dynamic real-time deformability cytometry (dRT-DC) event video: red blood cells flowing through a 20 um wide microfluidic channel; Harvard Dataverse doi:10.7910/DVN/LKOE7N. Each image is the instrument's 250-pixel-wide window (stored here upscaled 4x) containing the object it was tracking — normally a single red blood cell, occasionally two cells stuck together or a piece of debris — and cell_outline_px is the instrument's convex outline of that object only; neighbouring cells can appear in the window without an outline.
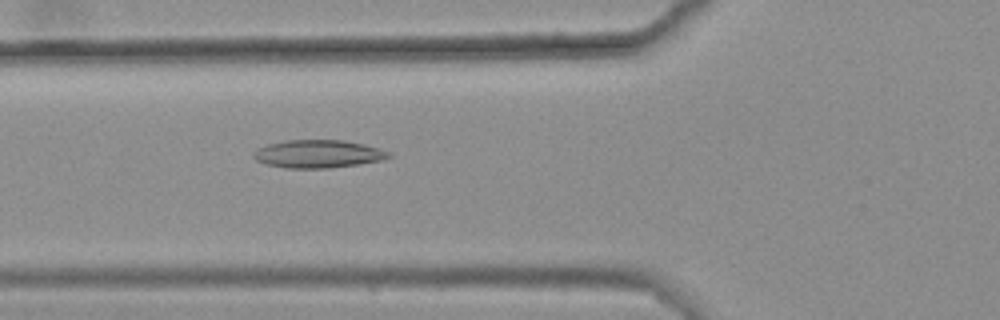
{"species": "common noctule bat (a hibernating species)", "species_latin": "Nyctalus noctula", "temperature_condition": "warm", "stored_images_in_passage": 50, "camera_frame_rate_fps": 3000, "um_per_image_px": 0.085, "animal": {"sex": "female", "body_mass_g": 25.1}, "frame": {"image": 1, "passage_image": 21, "time_ms": 6.667, "image_size_px": [1000, 320], "cell_outline_px": [[392, 156], [380, 160], [356, 164], [328, 168], [284, 168], [268, 164], [256, 160], [252, 156], [252, 152], [256, 148], [268, 144], [284, 140], [344, 140], [364, 144], [380, 148], [392, 152]], "centroid_in_image_um": [27.02, 13.07], "position_along_channel_um": 98.8, "area_um2": 22.08}}
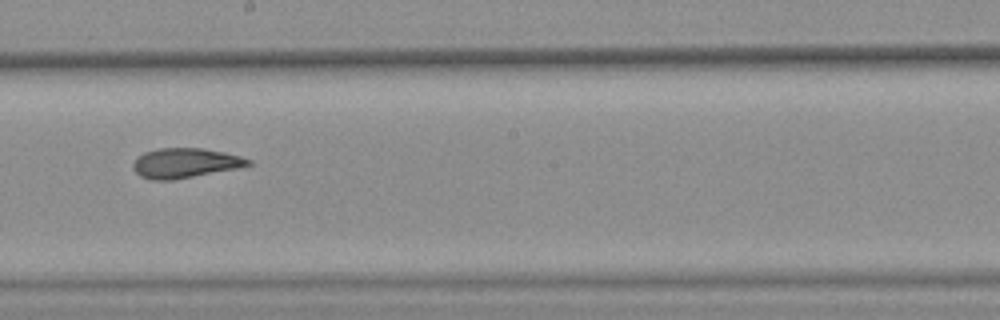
{"frame": {"image": 2, "passage_image": 32, "time_ms": 10.333, "image_size_px": [1000, 320], "cell_outline_px": [[252, 164], [236, 168], [172, 180], [152, 180], [140, 176], [132, 168], [132, 164], [136, 156], [144, 152], [156, 148], [204, 148], [224, 152], [240, 156], [252, 160]], "centroid_in_image_um": [15.68, 13.84], "position_along_channel_um": 232.5, "area_um2": 20.0}}
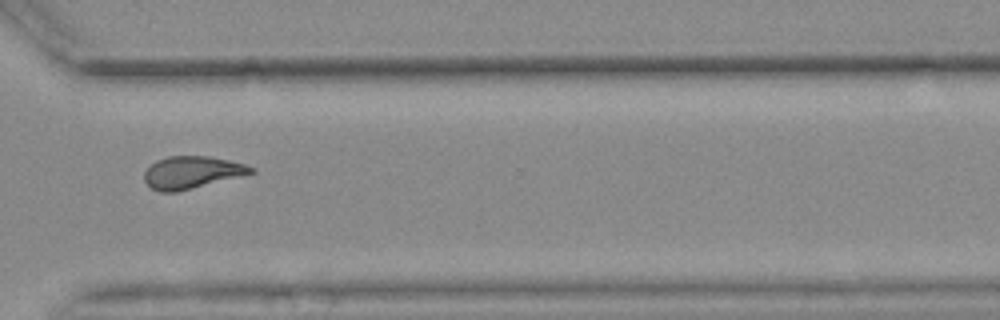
{"frame": {"image": 3, "passage_image": 42, "time_ms": 13.667, "image_size_px": [1000, 320], "cell_outline_px": [[256, 172], [176, 192], [160, 192], [152, 188], [144, 180], [144, 172], [156, 160], [168, 156], [208, 156], [228, 160], [244, 164], [256, 168]], "centroid_in_image_um": [16.3, 14.65], "position_along_channel_um": 354.3, "area_um2": 19.88}, "authors_computed_cell_mechanics": {"area_um2": 20.8658, "velocity_mm_per_s": 3.644, "shape_relaxation_time_tau1_ms": null, "shape_relaxation_time_tau2_ms": 2.7971, "deformation_change_tau1": null, "deformation_change_tau2": 0.1042}}